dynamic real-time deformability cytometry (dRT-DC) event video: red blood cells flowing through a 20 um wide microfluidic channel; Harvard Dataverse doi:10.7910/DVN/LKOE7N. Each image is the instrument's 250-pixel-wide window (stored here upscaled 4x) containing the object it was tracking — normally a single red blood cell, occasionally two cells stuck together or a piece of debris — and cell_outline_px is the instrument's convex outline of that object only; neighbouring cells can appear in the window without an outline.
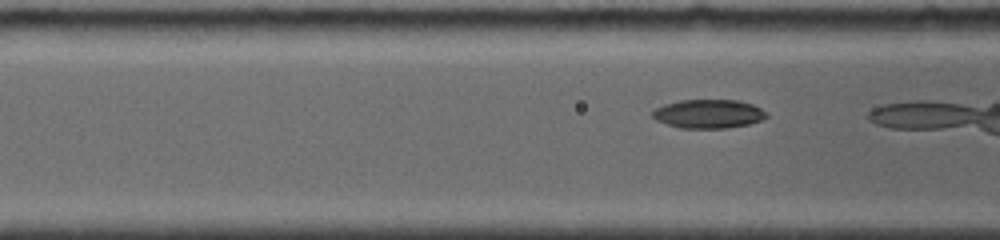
{"species": "common noctule bat (a hibernating species)", "species_latin": "Nyctalus noctula", "temperature_condition": "room temperature", "stored_images_in_passage": 39, "camera_frame_rate_fps": 4000, "um_per_image_px": 0.085, "animal": {"sex": "female", "body_mass_g": 19.0, "forearm_length_mm": 56.7}, "frame": {"image": 1, "passage_image": 5, "time_ms": 1.0, "image_size_px": [1000, 240], "cell_outline_px": [[768, 116], [764, 120], [748, 124], [728, 128], [680, 128], [656, 120], [652, 116], [652, 112], [656, 108], [664, 104], [680, 100], [740, 100], [752, 104], [768, 112]], "centroid_in_image_um": [60.26, 9.67], "position_along_channel_um": 106.3, "area_um2": 19.25}}
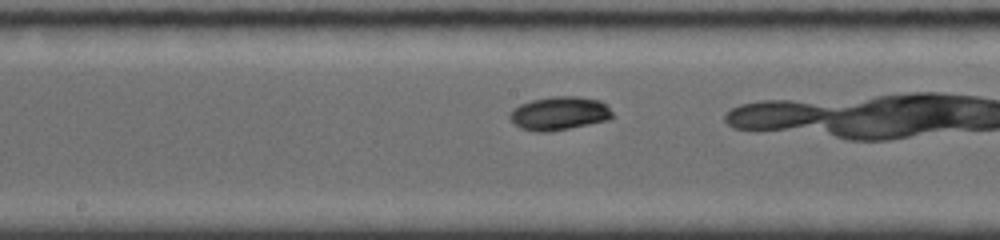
{"frame": {"image": 2, "passage_image": 15, "time_ms": 3.5, "image_size_px": [1000, 240], "cell_outline_px": [[612, 116], [608, 120], [548, 132], [536, 132], [520, 128], [508, 116], [512, 108], [520, 104], [532, 100], [552, 96], [576, 96], [600, 100], [612, 112]], "centroid_in_image_um": [47.5, 9.63], "position_along_channel_um": 200.7, "area_um2": 19.88}}
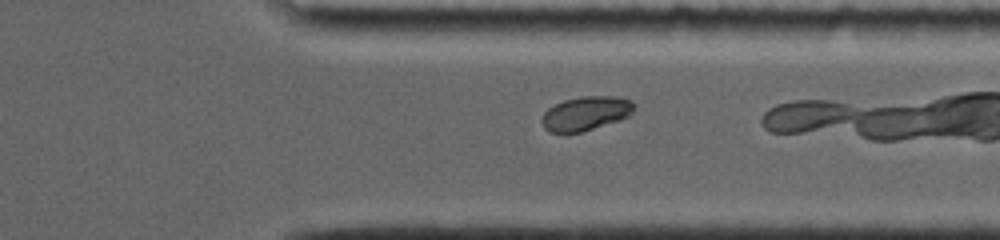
{"frame": {"image": 3, "passage_image": 32, "time_ms": 7.75, "image_size_px": [1000, 240], "cell_outline_px": [[636, 104], [632, 116], [620, 120], [580, 132], [548, 132], [544, 128], [540, 120], [544, 112], [548, 108], [564, 100], [580, 96], [616, 96], [632, 100]], "centroid_in_image_um": [49.83, 9.63], "position_along_channel_um": 361.6, "area_um2": 18.55}}